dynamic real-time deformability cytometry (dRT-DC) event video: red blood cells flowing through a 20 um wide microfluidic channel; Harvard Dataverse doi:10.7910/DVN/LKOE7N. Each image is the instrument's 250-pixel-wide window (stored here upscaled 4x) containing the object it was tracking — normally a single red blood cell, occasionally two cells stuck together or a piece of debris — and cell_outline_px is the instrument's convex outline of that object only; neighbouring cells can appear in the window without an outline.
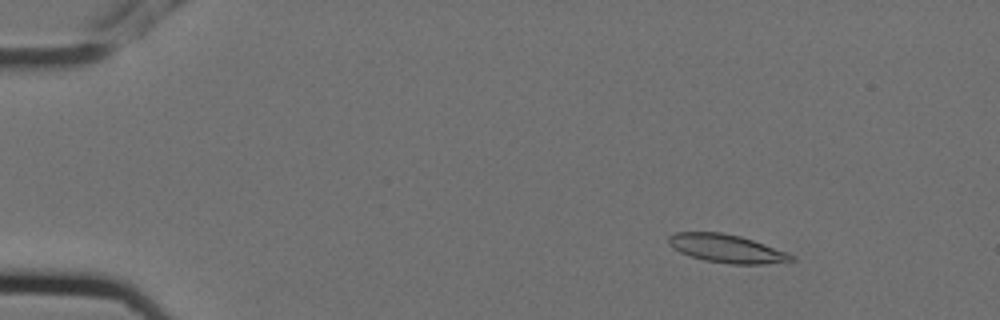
{"species": "Egyptian fruit bat (a non-hibernating species)", "species_latin": "Rousettus aegyptiacus", "temperature_condition": "cold", "stored_images_in_passage": 5, "camera_frame_rate_fps": 3000, "um_per_image_px": 0.085, "animal": {"sex": "female"}, "frame": {"image": 1, "passage_image": 3, "time_ms": 0.667, "image_size_px": [1000, 320], "cell_outline_px": [[796, 260], [764, 264], [732, 264], [704, 260], [688, 256], [672, 248], [668, 244], [668, 236], [676, 232], [720, 232], [740, 236], [764, 244], [796, 256]], "centroid_in_image_um": [61.73, 21.13], "position_along_channel_um": 23.3, "area_um2": 20.17}}
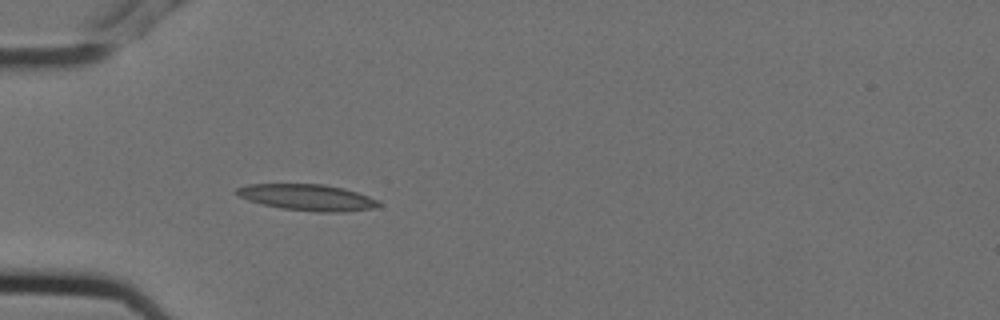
{"frame": {"image": 2, "passage_image": 5, "time_ms": 1.333, "image_size_px": [1000, 320], "cell_outline_px": [[380, 204], [376, 208], [340, 212], [316, 212], [280, 208], [248, 200], [232, 192], [236, 188], [248, 184], [324, 184], [344, 188], [368, 196], [376, 200]], "centroid_in_image_um": [26.1, 16.77], "position_along_channel_um": 58.9, "area_um2": 21.68}}